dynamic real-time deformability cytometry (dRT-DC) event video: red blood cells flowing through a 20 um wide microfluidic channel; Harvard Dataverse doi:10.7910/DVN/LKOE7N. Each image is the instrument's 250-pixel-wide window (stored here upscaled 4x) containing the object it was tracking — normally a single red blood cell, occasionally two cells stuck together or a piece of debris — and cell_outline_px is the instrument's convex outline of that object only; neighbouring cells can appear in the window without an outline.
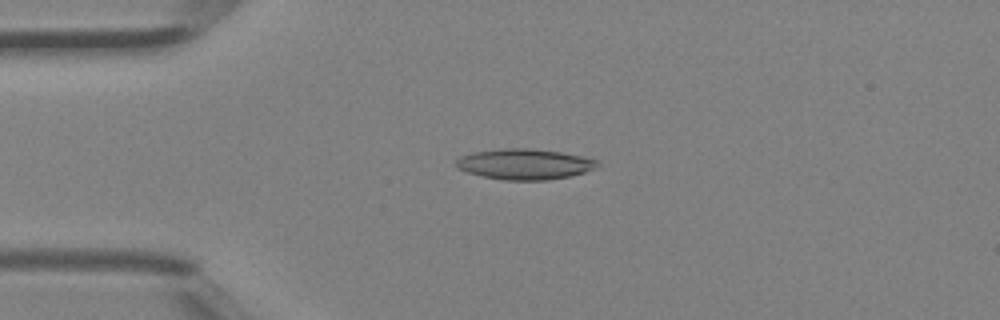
{"species": "Egyptian fruit bat (a non-hibernating species)", "species_latin": "Rousettus aegyptiacus", "temperature_condition": "room temperature", "stored_images_in_passage": 38, "camera_frame_rate_fps": 3000, "um_per_image_px": 0.085, "animal": {"sex": "female"}, "frame": {"image": 1, "passage_image": 4, "time_ms": 1.0, "image_size_px": [1000, 320], "cell_outline_px": [[600, 168], [568, 176], [548, 180], [504, 180], [480, 176], [456, 168], [456, 160], [460, 156], [472, 152], [500, 148], [532, 148], [560, 152], [600, 160]], "centroid_in_image_um": [44.6, 13.95], "position_along_channel_um": 40.4, "area_um2": 25.49}}
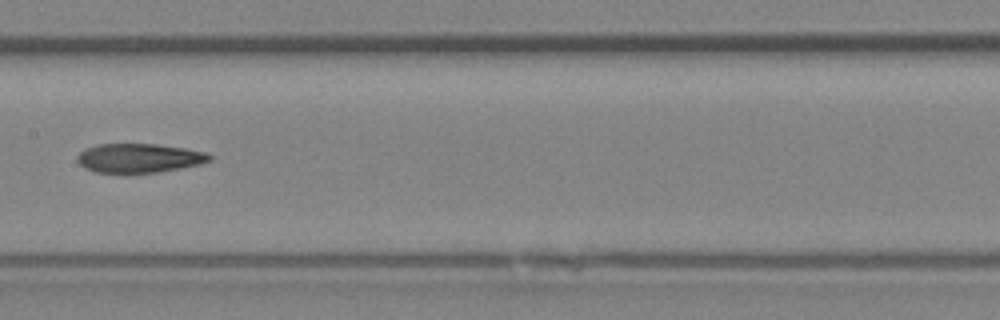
{"frame": {"image": 2, "passage_image": 16, "time_ms": 5.0, "image_size_px": [1000, 320], "cell_outline_px": [[212, 160], [200, 164], [160, 172], [96, 172], [84, 168], [76, 160], [76, 156], [84, 148], [96, 144], [156, 144], [184, 148], [208, 152], [212, 156]], "centroid_in_image_um": [11.82, 13.42], "position_along_channel_um": 195.6, "area_um2": 22.48}}
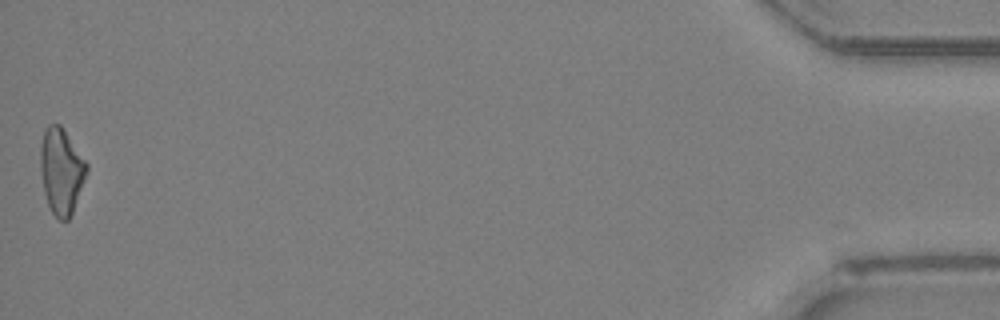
{"frame": {"image": 3, "passage_image": 38, "time_ms": 12.333, "image_size_px": [1000, 320], "cell_outline_px": [[88, 168], [72, 212], [68, 220], [60, 220], [52, 212], [48, 204], [44, 192], [40, 168], [40, 144], [44, 128], [48, 124], [60, 124], [88, 164]], "centroid_in_image_um": [5.18, 14.5], "position_along_channel_um": 430.0, "area_um2": 22.89}, "authors_computed_cell_mechanics": {"area_um2": 23.1489, "velocity_mm_per_s": 4.5532, "shape_relaxation_time_tau1_ms": null, "shape_relaxation_time_tau2_ms": 10.4608, "deformation_change_tau1": null, "deformation_change_tau2": 0.2805}}